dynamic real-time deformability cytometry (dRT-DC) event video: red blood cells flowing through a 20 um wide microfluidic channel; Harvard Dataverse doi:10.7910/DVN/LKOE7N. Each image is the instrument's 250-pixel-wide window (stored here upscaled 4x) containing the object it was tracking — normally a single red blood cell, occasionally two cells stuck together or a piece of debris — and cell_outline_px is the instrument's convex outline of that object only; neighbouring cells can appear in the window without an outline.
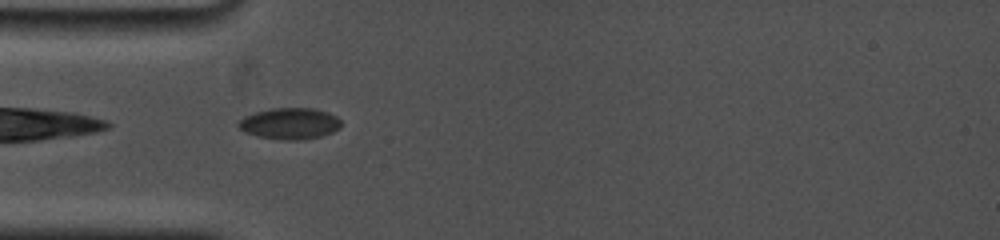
{"species": "common noctule bat (a hibernating species)", "species_latin": "Nyctalus noctula", "temperature_condition": "cold", "stored_images_in_passage": 20, "camera_frame_rate_fps": 5000, "um_per_image_px": 0.085, "animal": {"sex": "female", "body_mass_g": 19.0, "forearm_length_mm": 53.3}, "frame": {"image": 1, "passage_image": 2, "time_ms": 0.6, "image_size_px": [1000, 240], "cell_outline_px": [[340, 128], [332, 132], [320, 136], [296, 140], [284, 140], [260, 136], [244, 132], [236, 124], [244, 116], [256, 112], [272, 108], [312, 108], [328, 112], [336, 116], [340, 120]], "centroid_in_image_um": [24.63, 10.49], "position_along_channel_um": 60.4, "area_um2": 18.55}}
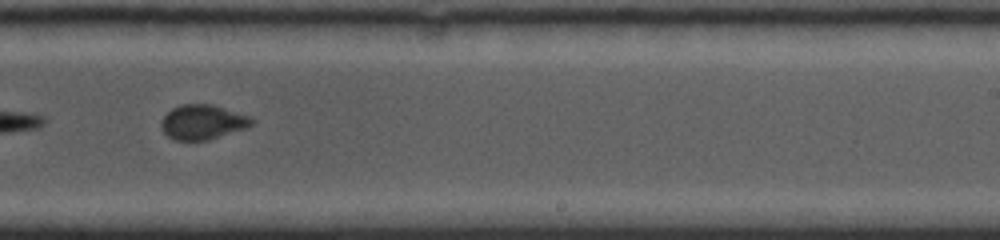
{"frame": {"image": 2, "passage_image": 12, "time_ms": 6.2, "image_size_px": [1000, 240], "cell_outline_px": [[256, 120], [248, 128], [208, 140], [176, 140], [168, 136], [160, 128], [160, 120], [172, 108], [180, 104], [212, 104], [252, 116]], "centroid_in_image_um": [17.26, 10.37], "position_along_channel_um": 271.7, "area_um2": 18.61}}
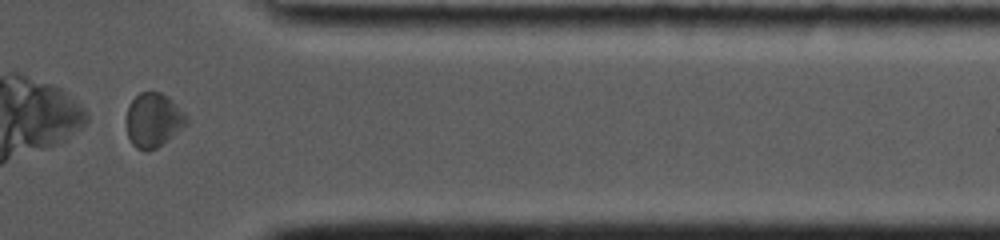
{"frame": {"image": 3, "passage_image": 18, "time_ms": 9.6, "image_size_px": [1000, 240], "cell_outline_px": [[188, 124], [156, 148], [148, 152], [144, 152], [136, 148], [132, 144], [128, 136], [124, 124], [124, 120], [128, 104], [140, 92], [160, 92], [168, 96], [188, 116]], "centroid_in_image_um": [13.0, 10.22], "position_along_channel_um": 398.4, "area_um2": 19.42}, "authors_computed_cell_mechanics": {"area_um2": 18.8139, "velocity_mm_per_s": 3.7952, "shape_relaxation_time_tau1_ms": null, "shape_relaxation_time_tau2_ms": 0.8307, "deformation_change_tau1": null, "deformation_change_tau2": 0.0424}}